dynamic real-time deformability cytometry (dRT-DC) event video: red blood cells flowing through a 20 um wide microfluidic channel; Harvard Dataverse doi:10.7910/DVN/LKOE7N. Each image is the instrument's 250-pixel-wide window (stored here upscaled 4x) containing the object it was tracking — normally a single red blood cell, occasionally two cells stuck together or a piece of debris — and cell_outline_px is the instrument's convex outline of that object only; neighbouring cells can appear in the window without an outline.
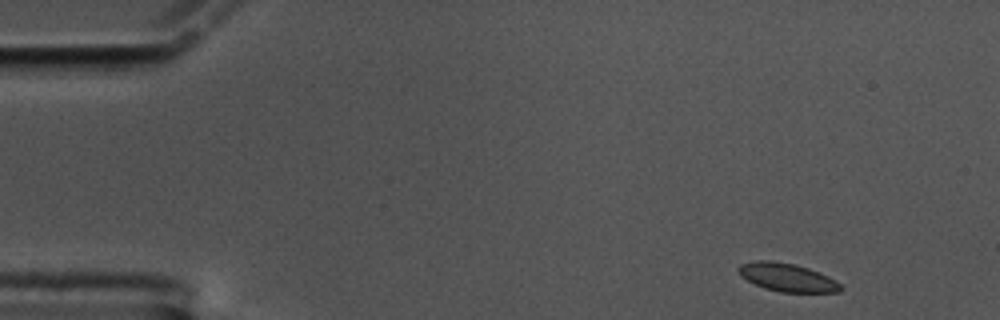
{"species": "common noctule bat (a hibernating species)", "species_latin": "Nyctalus noctula", "temperature_condition": "cold", "stored_images_in_passage": 55, "camera_frame_rate_fps": 3000, "um_per_image_px": 0.085, "animal": {"sex": "male", "body_mass_g": 17.5, "forearm_length_mm": 52.3}, "frame": {"image": 1, "passage_image": 1, "time_ms": 0.0, "image_size_px": [1000, 320], "cell_outline_px": [[844, 288], [840, 292], [780, 292], [764, 288], [740, 276], [736, 268], [740, 264], [756, 260], [772, 260], [796, 264], [820, 272], [836, 280]], "centroid_in_image_um": [66.92, 23.57], "position_along_channel_um": 18.1, "area_um2": 16.99}}
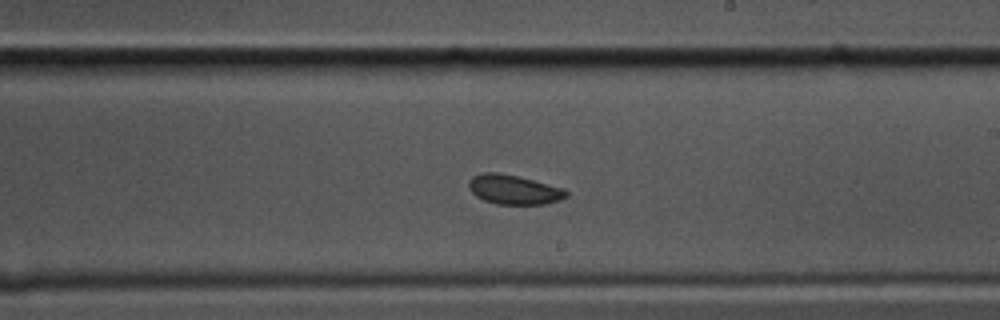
{"frame": {"image": 2, "passage_image": 30, "time_ms": 9.667, "image_size_px": [1000, 320], "cell_outline_px": [[568, 196], [560, 200], [544, 204], [496, 204], [484, 200], [476, 196], [468, 188], [468, 184], [472, 176], [484, 172], [496, 172], [516, 176], [564, 188], [568, 192]], "centroid_in_image_um": [43.67, 16.12], "position_along_channel_um": 245.3, "area_um2": 16.65}}
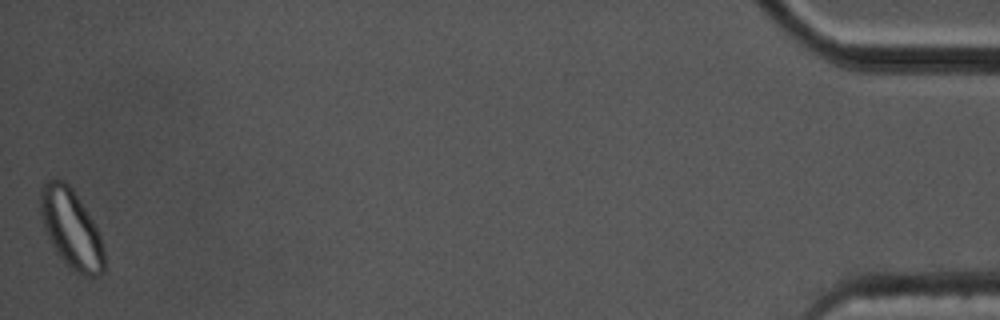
{"frame": {"image": 3, "passage_image": 55, "time_ms": 18.0, "image_size_px": [1000, 320], "cell_outline_px": [[104, 272], [100, 276], [84, 276], [76, 272], [56, 252], [44, 228], [40, 216], [40, 188], [48, 180], [64, 180], [72, 188], [80, 200], [92, 220], [100, 236], [104, 252]], "centroid_in_image_um": [6.05, 19.44], "position_along_channel_um": 429.2, "area_um2": 29.02}, "authors_computed_cell_mechanics": {"area_um2": 16.9932, "velocity_mm_per_s": 3.3302, "shape_relaxation_time_tau1_ms": null, "shape_relaxation_time_tau2_ms": 3.2822, "deformation_change_tau1": null, "deformation_change_tau2": 0.0625}}